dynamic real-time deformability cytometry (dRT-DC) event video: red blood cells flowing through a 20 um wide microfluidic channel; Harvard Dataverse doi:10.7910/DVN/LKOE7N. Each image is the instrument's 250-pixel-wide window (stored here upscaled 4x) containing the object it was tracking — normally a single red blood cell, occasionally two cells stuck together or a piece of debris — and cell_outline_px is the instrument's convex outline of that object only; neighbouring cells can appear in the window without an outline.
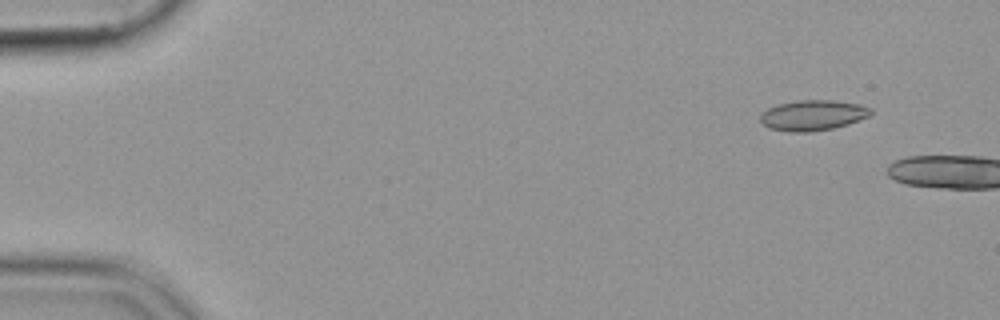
{"species": "common noctule bat (a hibernating species)", "species_latin": "Nyctalus noctula", "temperature_condition": "cold", "stored_images_in_passage": 4, "camera_frame_rate_fps": 3000, "um_per_image_px": 0.085, "animal": {"sex": "female", "body_mass_g": 19.9}, "frame": {"image": 1, "passage_image": 1, "time_ms": 0.0, "image_size_px": [1000, 320], "cell_outline_px": [[872, 112], [868, 116], [848, 124], [832, 128], [808, 132], [788, 132], [768, 128], [760, 120], [760, 116], [768, 108], [776, 104], [796, 100], [832, 100], [860, 104], [872, 108]], "centroid_in_image_um": [69.08, 9.79], "position_along_channel_um": 15.9, "area_um2": 19.59}}